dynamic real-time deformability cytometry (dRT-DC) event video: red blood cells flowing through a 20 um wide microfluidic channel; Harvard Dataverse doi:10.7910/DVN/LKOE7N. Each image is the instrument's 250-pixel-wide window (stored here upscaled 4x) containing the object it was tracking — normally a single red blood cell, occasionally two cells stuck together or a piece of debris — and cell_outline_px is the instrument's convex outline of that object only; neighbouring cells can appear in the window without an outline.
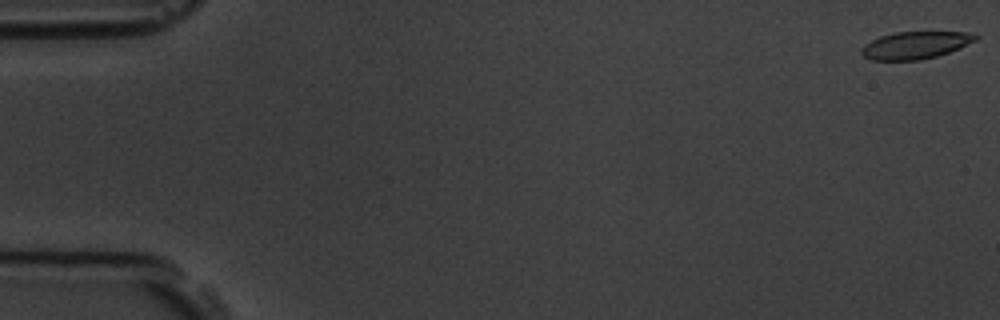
{"species": "common noctule bat (a hibernating species)", "species_latin": "Nyctalus noctula", "temperature_condition": "room temperature", "stored_images_in_passage": 4, "camera_frame_rate_fps": 3000, "um_per_image_px": 0.085, "animal": {"sex": "male", "body_mass_g": 19.5, "forearm_length_mm": 54.6}, "frame": {"image": 1, "passage_image": 1, "time_ms": 0.0, "image_size_px": [1000, 320], "cell_outline_px": [[980, 36], [976, 40], [948, 52], [936, 56], [920, 60], [872, 60], [864, 56], [860, 52], [860, 48], [864, 44], [880, 36], [896, 32], [976, 32]], "centroid_in_image_um": [77.8, 3.83], "position_along_channel_um": 7.2, "area_um2": 18.15}}